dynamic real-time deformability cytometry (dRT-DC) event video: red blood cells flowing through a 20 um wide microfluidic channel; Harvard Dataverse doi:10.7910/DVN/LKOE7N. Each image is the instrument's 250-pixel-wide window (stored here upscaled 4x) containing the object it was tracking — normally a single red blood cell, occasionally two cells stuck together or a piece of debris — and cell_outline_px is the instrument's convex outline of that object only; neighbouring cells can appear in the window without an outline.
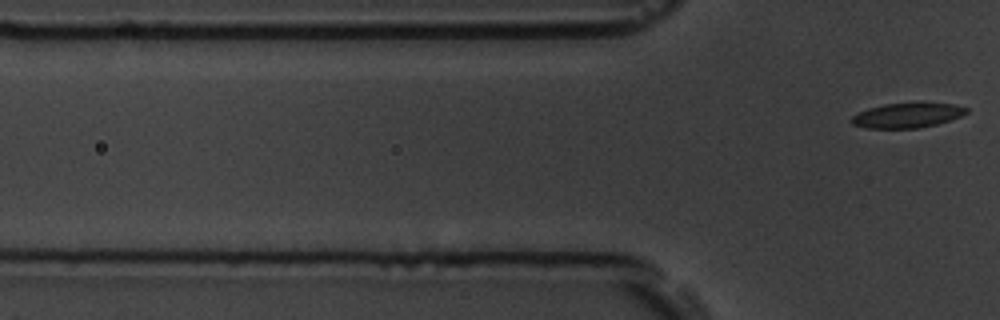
{"species": "common noctule bat (a hibernating species)", "species_latin": "Nyctalus noctula", "temperature_condition": "room temperature", "stored_images_in_passage": 6, "segment_of_instrument_passage": [2, 2], "camera_frame_rate_fps": 3000, "um_per_image_px": 0.085, "animal": {"sex": "male", "body_mass_g": 19.5, "forearm_length_mm": 54.6}, "frame": {"image": 1, "passage_image": 6, "time_ms": 5.667, "image_size_px": [1000, 320], "cell_outline_px": [[968, 112], [960, 116], [936, 124], [916, 128], [868, 128], [852, 124], [852, 116], [868, 108], [884, 104], [952, 104], [968, 108]], "centroid_in_image_um": [77.09, 9.82], "position_along_channel_um": 48.7, "area_um2": 16.01}}